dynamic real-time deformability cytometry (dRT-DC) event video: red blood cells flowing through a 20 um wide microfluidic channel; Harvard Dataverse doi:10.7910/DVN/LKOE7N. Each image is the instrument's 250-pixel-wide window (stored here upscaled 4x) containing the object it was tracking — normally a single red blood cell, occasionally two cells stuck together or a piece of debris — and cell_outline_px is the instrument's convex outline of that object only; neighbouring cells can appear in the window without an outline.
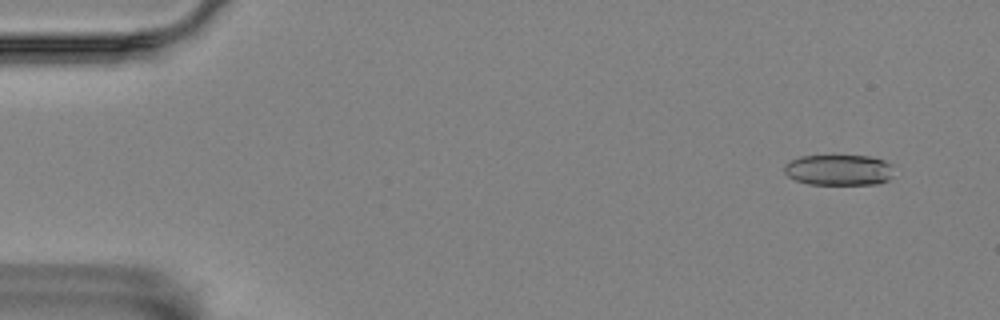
{"species": "Egyptian fruit bat (a non-hibernating species)", "species_latin": "Rousettus aegyptiacus", "temperature_condition": "room temperature", "stored_images_in_passage": 5, "camera_frame_rate_fps": 3000, "um_per_image_px": 0.085, "animal": {"sex": "female"}, "frame": {"image": 1, "passage_image": 1, "time_ms": 0.0, "image_size_px": [1000, 320], "cell_outline_px": [[892, 176], [888, 180], [876, 184], [808, 184], [796, 180], [788, 176], [784, 172], [784, 164], [788, 160], [800, 156], [832, 152], [872, 156], [884, 160], [892, 164]], "centroid_in_image_um": [71.27, 14.37], "position_along_channel_um": 13.7, "area_um2": 20.87}}
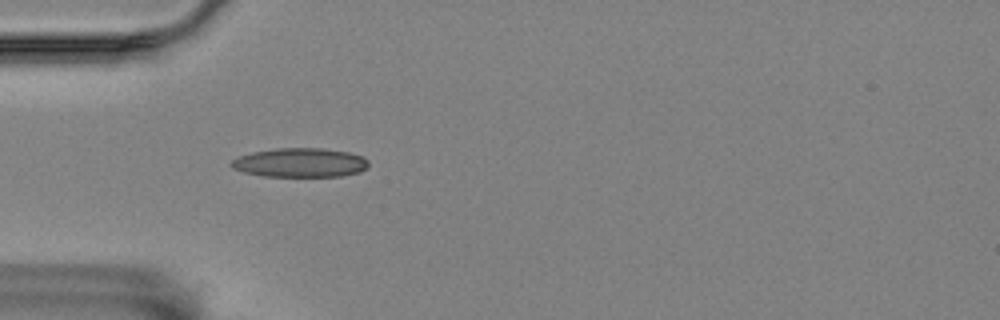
{"frame": {"image": 2, "passage_image": 5, "time_ms": 1.333, "image_size_px": [1000, 320], "cell_outline_px": [[368, 164], [360, 172], [344, 176], [264, 176], [244, 172], [232, 168], [228, 164], [232, 160], [240, 156], [252, 152], [276, 148], [320, 148], [348, 152], [364, 156], [368, 160]], "centroid_in_image_um": [25.51, 13.82], "position_along_channel_um": 59.5, "area_um2": 23.29}}